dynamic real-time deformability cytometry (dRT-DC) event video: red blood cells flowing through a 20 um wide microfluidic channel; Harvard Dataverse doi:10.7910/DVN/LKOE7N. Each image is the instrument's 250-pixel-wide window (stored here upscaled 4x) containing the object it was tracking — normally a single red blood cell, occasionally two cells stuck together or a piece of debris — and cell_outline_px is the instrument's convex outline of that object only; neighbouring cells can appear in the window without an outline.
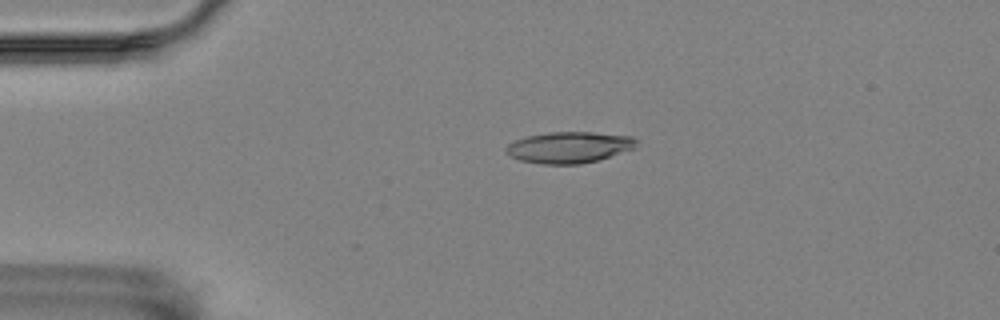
{"species": "Egyptian fruit bat (a non-hibernating species)", "species_latin": "Rousettus aegyptiacus", "temperature_condition": "room temperature", "stored_images_in_passage": 52, "camera_frame_rate_fps": 3000, "um_per_image_px": 0.085, "animal": {"sex": "female"}, "frame": {"image": 1, "passage_image": 8, "time_ms": 2.333, "image_size_px": [1000, 320], "cell_outline_px": [[640, 140], [636, 148], [596, 160], [580, 164], [544, 164], [520, 160], [508, 156], [504, 152], [504, 148], [508, 144], [524, 136], [548, 132], [592, 132], [632, 136]], "centroid_in_image_um": [48.36, 12.51], "position_along_channel_um": 36.6, "area_um2": 23.99}}
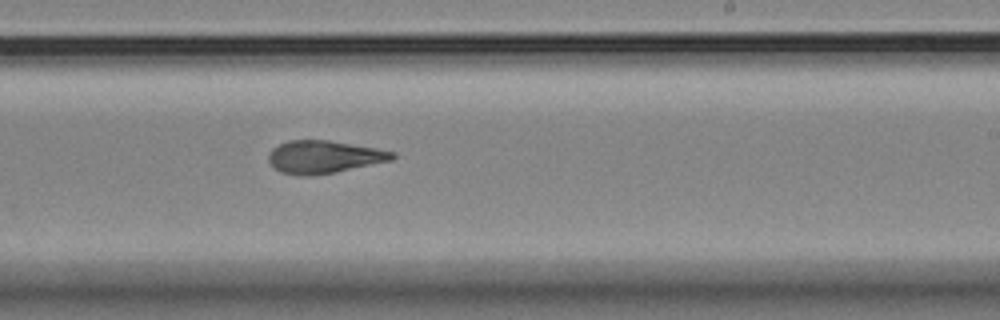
{"frame": {"image": 2, "passage_image": 30, "time_ms": 9.667, "image_size_px": [1000, 320], "cell_outline_px": [[396, 156], [392, 160], [332, 172], [308, 176], [280, 172], [272, 168], [268, 160], [268, 156], [272, 148], [288, 140], [328, 140], [376, 148], [396, 152]], "centroid_in_image_um": [27.5, 13.32], "position_along_channel_um": 261.5, "area_um2": 23.35}}
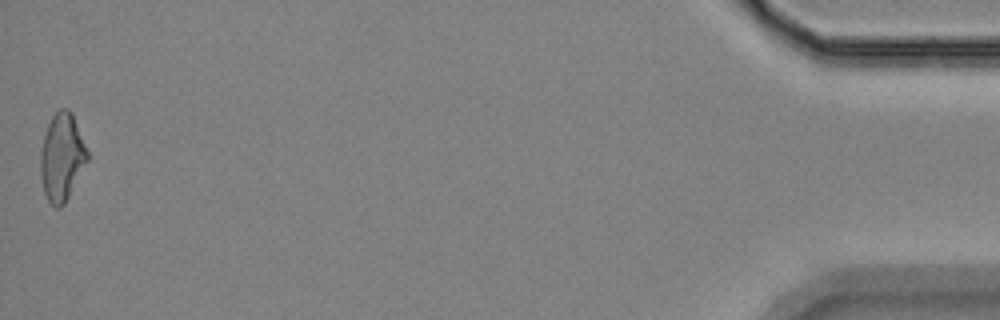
{"frame": {"image": 3, "passage_image": 52, "time_ms": 17.0, "image_size_px": [1000, 320], "cell_outline_px": [[88, 160], [64, 204], [60, 208], [56, 208], [48, 200], [44, 192], [40, 176], [40, 148], [48, 124], [52, 116], [60, 108], [68, 108], [72, 112], [88, 152]], "centroid_in_image_um": [5.24, 13.34], "position_along_channel_um": 430.0, "area_um2": 23.81}, "authors_computed_cell_mechanics": {"area_um2": 23.4957, "velocity_mm_per_s": 3.5379, "shape_relaxation_time_tau1_ms": null, "shape_relaxation_time_tau2_ms": 2.5767, "deformation_change_tau1": null, "deformation_change_tau2": 0.1004}}